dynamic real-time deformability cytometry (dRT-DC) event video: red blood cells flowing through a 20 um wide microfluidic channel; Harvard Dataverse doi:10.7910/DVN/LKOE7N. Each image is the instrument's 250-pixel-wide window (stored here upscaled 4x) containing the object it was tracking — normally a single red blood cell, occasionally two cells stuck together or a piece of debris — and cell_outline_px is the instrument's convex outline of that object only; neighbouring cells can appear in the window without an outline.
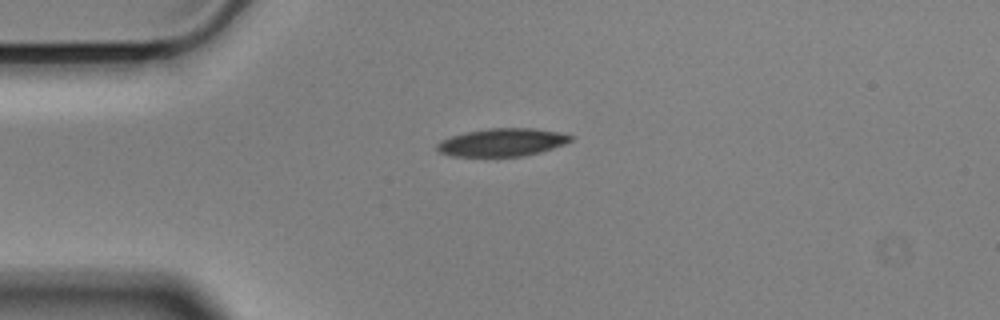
{"species": "Egyptian fruit bat (a non-hibernating species)", "species_latin": "Rousettus aegyptiacus", "temperature_condition": "cold", "stored_images_in_passage": 5, "camera_frame_rate_fps": 3000, "um_per_image_px": 0.085, "animal": {"sex": "male"}, "frame": {"image": 1, "passage_image": 1, "time_ms": 0.0, "image_size_px": [1000, 320], "cell_outline_px": [[572, 140], [564, 144], [540, 152], [524, 156], [452, 156], [440, 152], [436, 148], [436, 144], [452, 136], [468, 132], [488, 128], [532, 128], [556, 132], [572, 136]], "centroid_in_image_um": [42.68, 12.1], "position_along_channel_um": 42.3, "area_um2": 21.33}}